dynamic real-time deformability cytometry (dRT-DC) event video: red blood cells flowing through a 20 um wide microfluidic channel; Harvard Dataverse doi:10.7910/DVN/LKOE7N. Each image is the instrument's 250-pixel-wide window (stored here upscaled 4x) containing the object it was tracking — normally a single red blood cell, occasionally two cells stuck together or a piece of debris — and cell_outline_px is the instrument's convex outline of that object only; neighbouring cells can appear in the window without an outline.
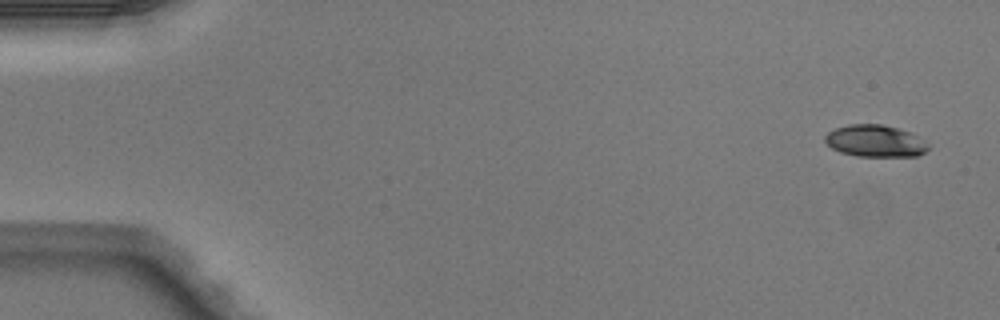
{"species": "Egyptian fruit bat (a non-hibernating species)", "species_latin": "Rousettus aegyptiacus", "temperature_condition": "warm", "stored_images_in_passage": 48, "camera_frame_rate_fps": 3000, "um_per_image_px": 0.085, "animal": {"sex": "male"}, "frame": {"image": 1, "passage_image": 1, "time_ms": 0.0, "image_size_px": [1000, 320], "cell_outline_px": [[928, 148], [924, 152], [916, 156], [856, 156], [840, 152], [832, 148], [824, 140], [824, 136], [828, 132], [836, 128], [848, 124], [880, 124], [896, 128], [908, 132], [916, 136], [928, 144]], "centroid_in_image_um": [74.34, 11.98], "position_along_channel_um": 10.7, "area_um2": 18.96}}
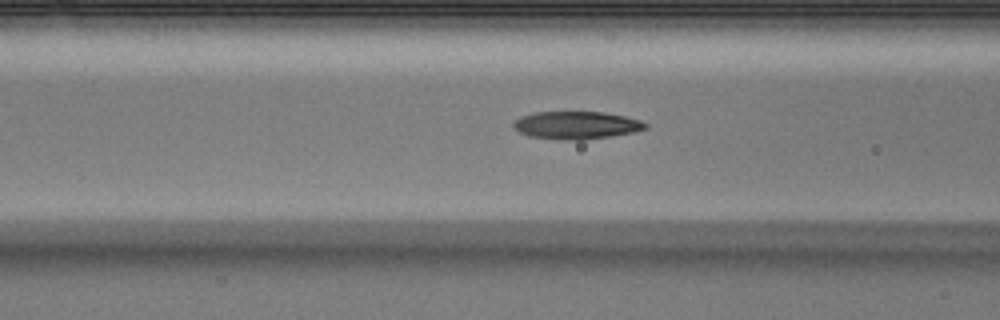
{"frame": {"image": 2, "passage_image": 19, "time_ms": 6.0, "image_size_px": [1000, 320], "cell_outline_px": [[648, 128], [632, 132], [584, 140], [560, 140], [528, 136], [520, 132], [512, 124], [520, 116], [536, 112], [604, 112], [624, 116], [640, 120], [648, 124]], "centroid_in_image_um": [48.99, 10.64], "position_along_channel_um": 117.6, "area_um2": 21.21}}
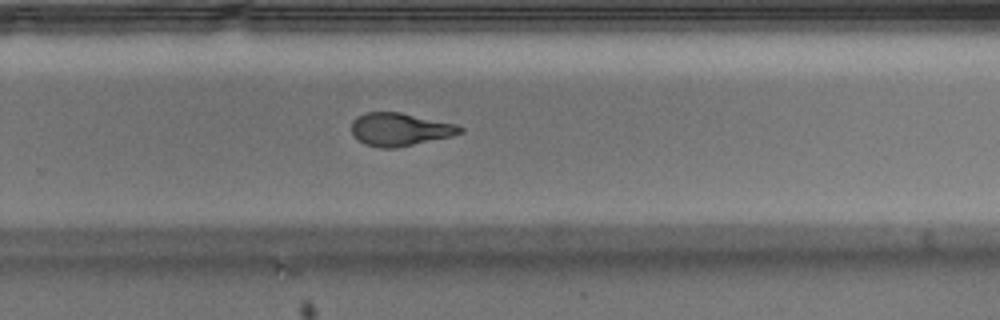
{"frame": {"image": 3, "passage_image": 32, "time_ms": 10.333, "image_size_px": [1000, 320], "cell_outline_px": [[464, 132], [452, 136], [396, 148], [380, 148], [364, 144], [356, 140], [352, 136], [352, 120], [356, 116], [364, 112], [400, 112], [456, 124], [464, 128]], "centroid_in_image_um": [33.96, 11.0], "position_along_channel_um": 295.8, "area_um2": 21.1}, "authors_computed_cell_mechanics": {"area_um2": 21.3282, "velocity_mm_per_s": 4.1203, "shape_relaxation_time_tau1_ms": 5.0193, "shape_relaxation_time_tau2_ms": 2.0347, "deformation_change_tau1": 0.1973, "deformation_change_tau2": 0.1078}}